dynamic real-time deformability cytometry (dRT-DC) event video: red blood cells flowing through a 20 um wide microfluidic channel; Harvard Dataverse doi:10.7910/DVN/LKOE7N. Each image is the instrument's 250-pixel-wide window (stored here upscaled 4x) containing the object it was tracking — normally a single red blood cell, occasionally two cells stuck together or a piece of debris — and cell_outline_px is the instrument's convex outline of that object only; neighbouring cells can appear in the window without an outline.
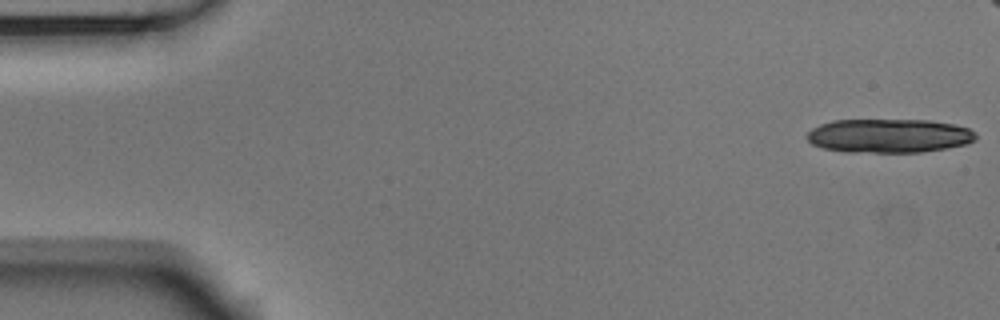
{"species": "Egyptian fruit bat (a non-hibernating species)", "species_latin": "Rousettus aegyptiacus", "temperature_condition": "room temperature", "stored_images_in_passage": 14, "camera_frame_rate_fps": 3000, "um_per_image_px": 0.085, "animal": {"sex": "male"}, "frame": {"image": 1, "passage_image": 1, "time_ms": 0.0, "image_size_px": [1000, 320], "cell_outline_px": [[976, 140], [968, 144], [948, 148], [920, 152], [848, 152], [824, 148], [812, 144], [808, 140], [808, 132], [812, 128], [820, 124], [832, 120], [928, 120], [952, 124], [968, 128], [976, 132]], "centroid_in_image_um": [75.59, 11.54], "position_along_channel_um": 9.4, "area_um2": 33.41}}